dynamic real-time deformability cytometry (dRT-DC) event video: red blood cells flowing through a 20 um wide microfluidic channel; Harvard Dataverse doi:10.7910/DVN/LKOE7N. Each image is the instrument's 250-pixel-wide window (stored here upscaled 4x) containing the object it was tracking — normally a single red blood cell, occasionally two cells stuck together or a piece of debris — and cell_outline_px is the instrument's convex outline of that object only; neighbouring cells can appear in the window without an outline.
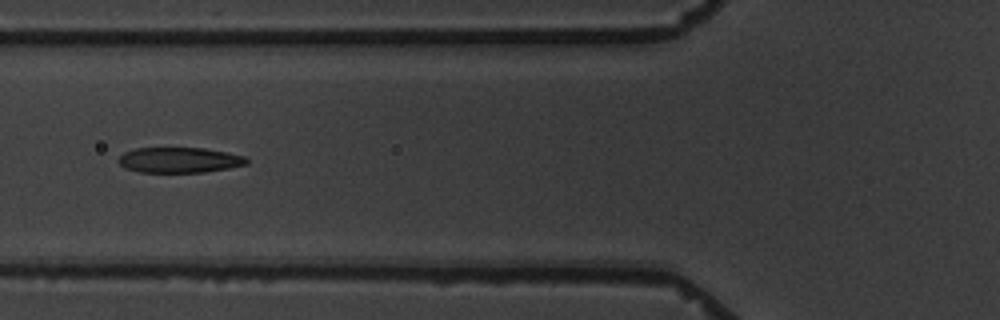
{"species": "common noctule bat (a hibernating species)", "species_latin": "Nyctalus noctula", "temperature_condition": "warm", "stored_images_in_passage": 7, "camera_frame_rate_fps": 3000, "um_per_image_px": 0.085, "animal": {"sex": "male", "body_mass_g": 19.5, "forearm_length_mm": 54.6}, "frame": {"image": 1, "passage_image": 7, "time_ms": 7.0, "image_size_px": [1000, 320], "cell_outline_px": [[248, 164], [228, 168], [204, 172], [140, 172], [124, 168], [120, 164], [120, 156], [124, 152], [136, 148], [204, 148], [248, 156]], "centroid_in_image_um": [15.29, 13.6], "position_along_channel_um": 110.5, "area_um2": 18.96}}